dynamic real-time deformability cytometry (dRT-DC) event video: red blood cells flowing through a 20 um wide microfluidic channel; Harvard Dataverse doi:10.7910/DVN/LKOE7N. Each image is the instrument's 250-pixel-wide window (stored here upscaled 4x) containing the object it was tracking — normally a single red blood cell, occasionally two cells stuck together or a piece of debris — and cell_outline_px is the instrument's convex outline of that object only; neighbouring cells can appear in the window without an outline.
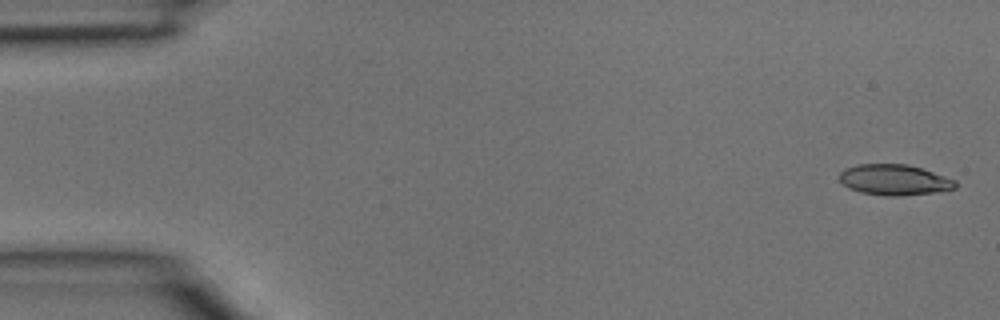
{"species": "common noctule bat (a hibernating species)", "species_latin": "Nyctalus noctula", "temperature_condition": "room temperature", "stored_images_in_passage": 37, "camera_frame_rate_fps": 3000, "um_per_image_px": 0.085, "animal": {"sex": "male", "body_mass_g": 15.6}, "frame": {"image": 1, "passage_image": 1, "time_ms": 0.0, "image_size_px": [1000, 320], "cell_outline_px": [[956, 188], [932, 192], [900, 196], [884, 196], [860, 192], [848, 188], [840, 180], [840, 172], [844, 168], [860, 164], [908, 164], [956, 180]], "centroid_in_image_um": [75.98, 15.29], "position_along_channel_um": 9.0, "area_um2": 20.58}}
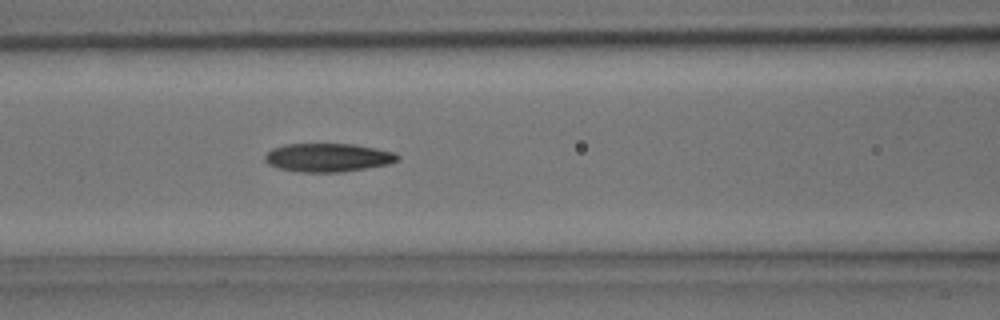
{"frame": {"image": 2, "passage_image": 16, "time_ms": 5.0, "image_size_px": [1000, 320], "cell_outline_px": [[400, 160], [388, 164], [340, 172], [300, 172], [280, 168], [268, 164], [264, 160], [264, 156], [272, 148], [284, 144], [356, 144], [396, 152], [400, 156]], "centroid_in_image_um": [27.89, 13.38], "position_along_channel_um": 138.7, "area_um2": 22.08}}
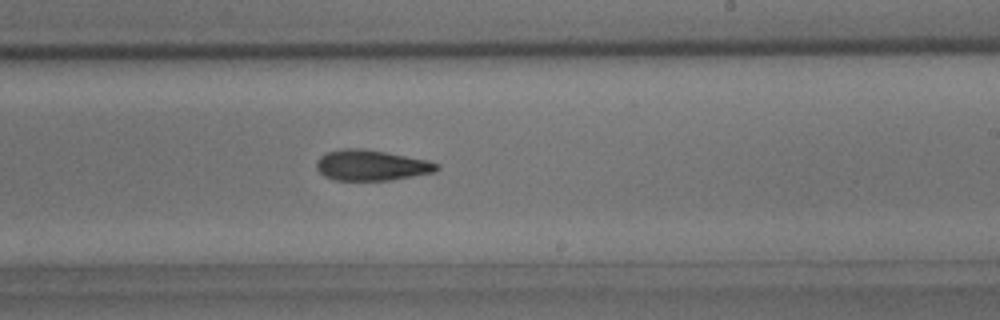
{"frame": {"image": 3, "passage_image": 23, "time_ms": 7.333, "image_size_px": [1000, 320], "cell_outline_px": [[440, 168], [436, 172], [392, 180], [336, 180], [324, 176], [316, 168], [316, 160], [320, 156], [328, 152], [344, 148], [364, 148], [428, 160], [440, 164]], "centroid_in_image_um": [31.59, 14.05], "position_along_channel_um": 257.4, "area_um2": 21.62}}